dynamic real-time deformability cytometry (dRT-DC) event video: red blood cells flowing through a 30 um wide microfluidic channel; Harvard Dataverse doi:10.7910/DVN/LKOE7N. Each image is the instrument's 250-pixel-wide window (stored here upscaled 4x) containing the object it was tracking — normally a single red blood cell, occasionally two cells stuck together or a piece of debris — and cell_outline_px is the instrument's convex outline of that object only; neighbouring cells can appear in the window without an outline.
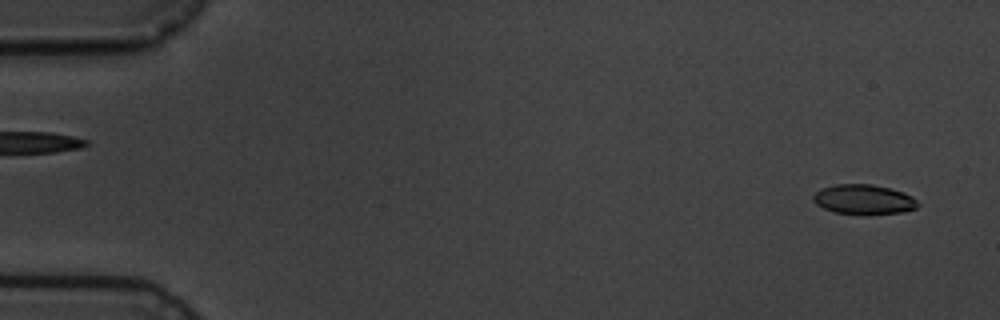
{"species": "common noctule bat (a hibernating species)", "species_latin": "Nyctalus noctula", "temperature_condition": "cold", "stored_images_in_passage": 6, "segment_of_instrument_passage": [2, 2], "camera_frame_rate_fps": 3000, "um_per_image_px": 0.085, "animal": {"sex": "male", "body_mass_g": 19.5, "forearm_length_mm": 54.6}, "frame": {"image": 1, "passage_image": 6, "time_ms": 5.667, "image_size_px": [1000, 320], "cell_outline_px": [[920, 204], [916, 208], [904, 212], [836, 212], [824, 208], [816, 204], [812, 200], [812, 196], [820, 188], [836, 184], [872, 184], [904, 192], [912, 196]], "centroid_in_image_um": [73.4, 16.91], "position_along_channel_um": 11.6, "area_um2": 17.57}}